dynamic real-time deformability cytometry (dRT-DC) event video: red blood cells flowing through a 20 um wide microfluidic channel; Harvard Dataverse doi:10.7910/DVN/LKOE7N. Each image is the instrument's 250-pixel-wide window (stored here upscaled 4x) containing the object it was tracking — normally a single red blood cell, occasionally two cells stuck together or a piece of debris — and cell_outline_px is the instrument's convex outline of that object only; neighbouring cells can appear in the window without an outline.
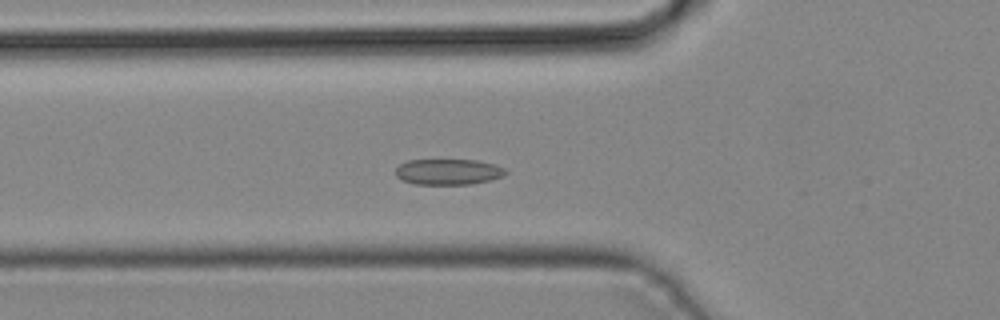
{"species": "common noctule bat (a hibernating species)", "species_latin": "Nyctalus noctula", "temperature_condition": "cold", "stored_images_in_passage": 10, "camera_frame_rate_fps": 3000, "um_per_image_px": 0.085, "animal": {"sex": "male", "body_mass_g": 19.2, "forearm_length_mm": 51.8}, "frame": {"image": 1, "passage_image": 6, "time_ms": 1.667, "image_size_px": [1000, 320], "cell_outline_px": [[508, 172], [504, 176], [472, 184], [416, 184], [404, 180], [396, 176], [396, 168], [400, 164], [408, 160], [476, 160], [492, 164], [504, 168]], "centroid_in_image_um": [38.1, 14.6], "position_along_channel_um": 87.7, "area_um2": 16.36}}
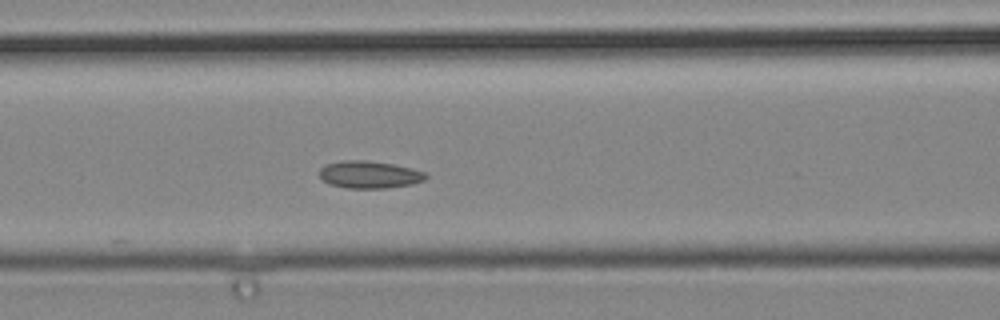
{"frame": {"image": 2, "passage_image": 9, "time_ms": 2.667, "image_size_px": [1000, 320], "cell_outline_px": [[428, 176], [424, 180], [412, 184], [384, 188], [348, 188], [328, 184], [320, 176], [320, 168], [328, 164], [344, 160], [368, 160], [392, 164], [412, 168], [424, 172]], "centroid_in_image_um": [31.4, 14.84], "position_along_channel_um": 135.2, "area_um2": 16.82}}